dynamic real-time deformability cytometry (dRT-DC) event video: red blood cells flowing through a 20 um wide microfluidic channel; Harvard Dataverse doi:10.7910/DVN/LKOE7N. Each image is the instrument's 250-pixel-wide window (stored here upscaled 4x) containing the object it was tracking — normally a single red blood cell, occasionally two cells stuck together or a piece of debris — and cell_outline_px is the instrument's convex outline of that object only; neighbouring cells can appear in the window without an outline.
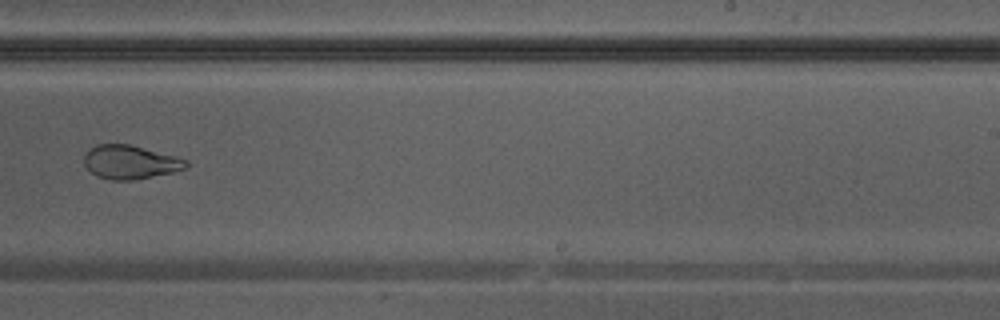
{"species": "Egyptian fruit bat (a non-hibernating species)", "species_latin": "Rousettus aegyptiacus", "temperature_condition": "warm", "stored_images_in_passage": 28, "camera_frame_rate_fps": 3000, "um_per_image_px": 0.085, "animal": {"sex": "male"}, "frame": {"image": 1, "passage_image": 17, "time_ms": 5.333, "image_size_px": [1000, 320], "cell_outline_px": [[188, 164], [184, 168], [172, 172], [132, 180], [112, 180], [96, 176], [84, 164], [84, 152], [88, 148], [96, 144], [128, 144], [180, 156], [188, 160]], "centroid_in_image_um": [11.06, 13.76], "position_along_channel_um": 277.9, "area_um2": 20.17}}
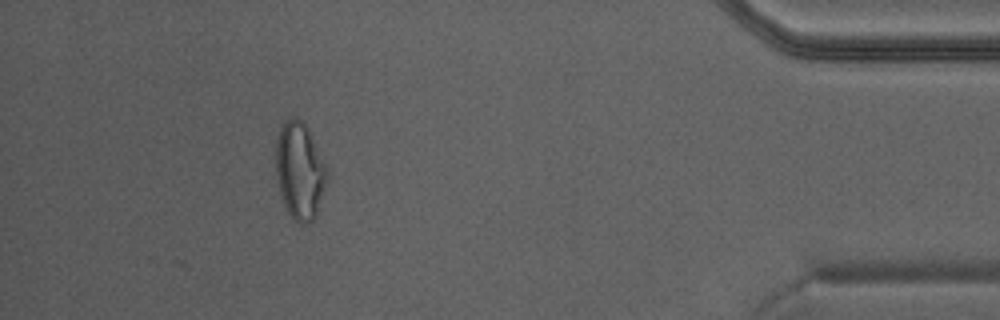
{"frame": {"image": 2, "passage_image": 28, "time_ms": 9.0, "image_size_px": [1000, 320], "cell_outline_px": [[328, 180], [316, 216], [308, 224], [300, 224], [292, 220], [284, 208], [276, 176], [276, 140], [280, 128], [284, 120], [292, 116], [296, 116], [308, 128], [328, 168]], "centroid_in_image_um": [25.48, 14.54], "position_along_channel_um": 409.7, "area_um2": 29.54}}